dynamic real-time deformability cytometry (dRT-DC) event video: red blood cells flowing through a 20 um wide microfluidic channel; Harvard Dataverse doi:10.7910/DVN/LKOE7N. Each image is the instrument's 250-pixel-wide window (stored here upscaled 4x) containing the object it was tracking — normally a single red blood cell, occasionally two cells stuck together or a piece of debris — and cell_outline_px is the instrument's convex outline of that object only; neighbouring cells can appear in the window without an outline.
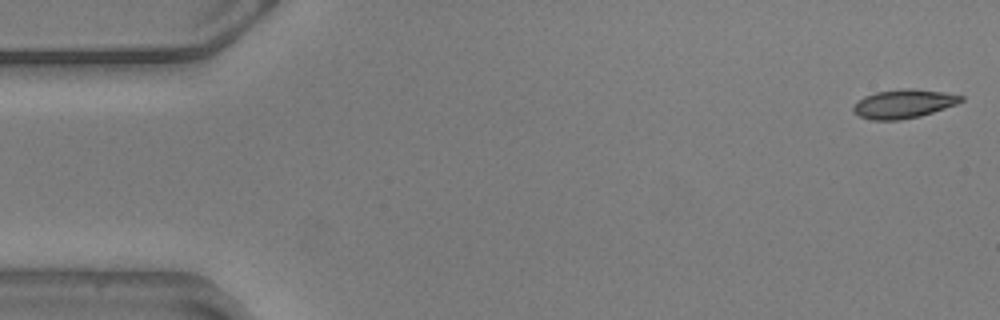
{"species": "common noctule bat (a hibernating species)", "species_latin": "Nyctalus noctula", "temperature_condition": "warm", "stored_images_in_passage": 56, "camera_frame_rate_fps": 3000, "um_per_image_px": 0.085, "animal": {"sex": "male", "body_mass_g": 20.5, "forearm_length_mm": 52.5}, "frame": {"image": 1, "passage_image": 1, "time_ms": 0.0, "image_size_px": [1000, 320], "cell_outline_px": [[964, 100], [956, 104], [920, 116], [900, 120], [872, 120], [860, 116], [852, 108], [864, 96], [876, 92], [900, 88], [916, 88], [944, 92], [964, 96]], "centroid_in_image_um": [76.84, 8.81], "position_along_channel_um": 8.2, "area_um2": 17.98}}
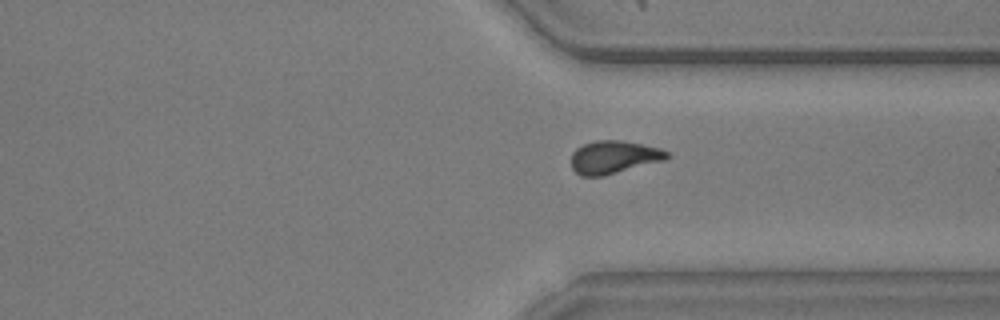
{"frame": {"image": 2, "passage_image": 41, "time_ms": 13.333, "image_size_px": [1000, 320], "cell_outline_px": [[672, 156], [664, 160], [604, 176], [580, 176], [572, 168], [572, 152], [576, 148], [584, 144], [596, 140], [620, 140], [660, 148], [668, 152]], "centroid_in_image_um": [52.17, 13.36], "position_along_channel_um": 359.2, "area_um2": 18.32}}
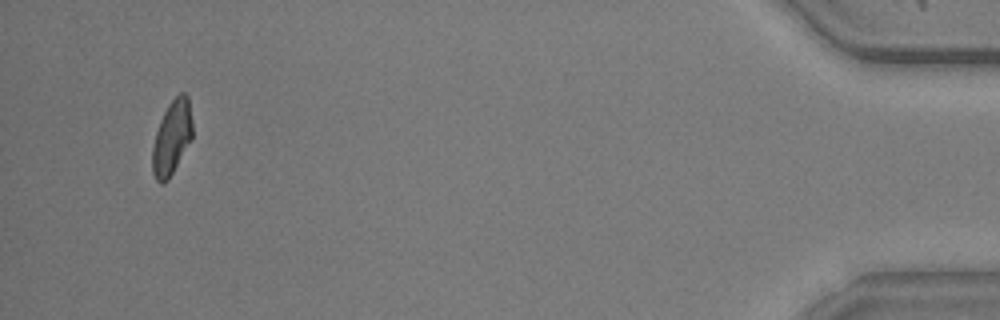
{"frame": {"image": 3, "passage_image": 53, "time_ms": 17.333, "image_size_px": [1000, 320], "cell_outline_px": [[192, 140], [168, 180], [164, 184], [160, 184], [156, 180], [152, 172], [152, 148], [156, 132], [160, 120], [168, 104], [180, 92], [184, 92], [188, 96], [192, 124]], "centroid_in_image_um": [14.6, 11.72], "position_along_channel_um": 420.6, "area_um2": 17.46}, "authors_computed_cell_mechanics": {"area_um2": 18.3226, "velocity_mm_per_s": 3.5914, "shape_relaxation_time_tau1_ms": 7.3128, "shape_relaxation_time_tau2_ms": 1.8293, "deformation_change_tau1": 0.2118, "deformation_change_tau2": 0.0839}}